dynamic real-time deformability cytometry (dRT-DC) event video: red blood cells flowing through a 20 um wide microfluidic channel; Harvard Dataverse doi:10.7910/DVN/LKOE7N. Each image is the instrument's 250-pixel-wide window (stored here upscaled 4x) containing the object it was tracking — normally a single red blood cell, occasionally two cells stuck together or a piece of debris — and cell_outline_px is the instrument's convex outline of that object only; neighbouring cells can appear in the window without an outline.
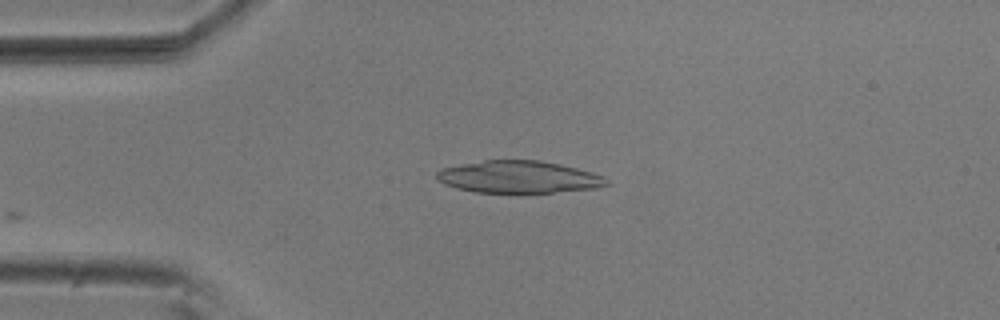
{"species": "common noctule bat (a hibernating species)", "species_latin": "Nyctalus noctula", "temperature_condition": "room temperature", "stored_images_in_passage": 12, "camera_frame_rate_fps": 3000, "um_per_image_px": 0.085, "animal": {"sex": "male", "body_mass_g": 20.5, "forearm_length_mm": 52.5}, "frame": {"image": 1, "passage_image": 1, "time_ms": 0.0, "image_size_px": [1000, 320], "cell_outline_px": [[612, 184], [600, 188], [520, 196], [476, 192], [456, 188], [444, 184], [436, 180], [436, 172], [440, 168], [460, 164], [484, 160], [540, 160], [560, 164], [592, 172], [604, 176]], "centroid_in_image_um": [44.11, 15.09], "position_along_channel_um": 40.9, "area_um2": 33.41}}